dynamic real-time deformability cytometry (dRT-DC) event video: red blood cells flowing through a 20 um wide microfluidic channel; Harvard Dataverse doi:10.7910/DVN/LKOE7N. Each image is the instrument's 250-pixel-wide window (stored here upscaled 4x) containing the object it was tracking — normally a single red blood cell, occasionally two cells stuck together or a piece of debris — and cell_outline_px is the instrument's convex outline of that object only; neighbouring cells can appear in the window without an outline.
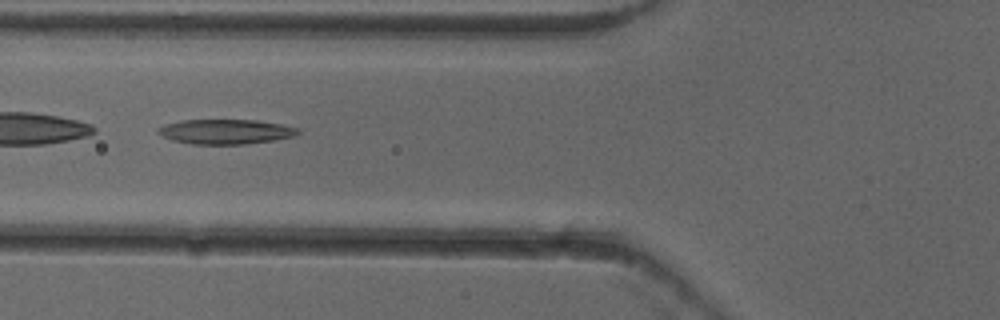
{"species": "common noctule bat (a hibernating species)", "species_latin": "Nyctalus noctula", "temperature_condition": "cold", "stored_images_in_passage": 27, "camera_frame_rate_fps": 3000, "um_per_image_px": 0.085, "animal": {"sex": "female"}, "frame": {"image": 1, "passage_image": 19, "time_ms": 6.0, "image_size_px": [1000, 320], "cell_outline_px": [[300, 132], [296, 136], [272, 140], [244, 144], [192, 144], [172, 140], [156, 132], [156, 128], [164, 124], [184, 120], [256, 120], [280, 124], [296, 128]], "centroid_in_image_um": [19.14, 11.19], "position_along_channel_um": 106.7, "area_um2": 20.06}}
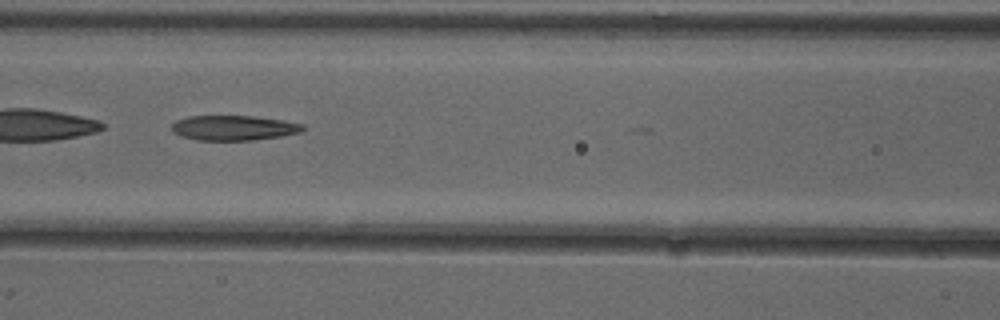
{"frame": {"image": 2, "passage_image": 22, "time_ms": 7.0, "image_size_px": [1000, 320], "cell_outline_px": [[304, 128], [300, 132], [280, 136], [252, 140], [196, 140], [180, 136], [172, 132], [172, 124], [176, 120], [188, 116], [252, 116], [280, 120], [304, 124]], "centroid_in_image_um": [19.81, 10.87], "position_along_channel_um": 146.8, "area_um2": 18.96}}